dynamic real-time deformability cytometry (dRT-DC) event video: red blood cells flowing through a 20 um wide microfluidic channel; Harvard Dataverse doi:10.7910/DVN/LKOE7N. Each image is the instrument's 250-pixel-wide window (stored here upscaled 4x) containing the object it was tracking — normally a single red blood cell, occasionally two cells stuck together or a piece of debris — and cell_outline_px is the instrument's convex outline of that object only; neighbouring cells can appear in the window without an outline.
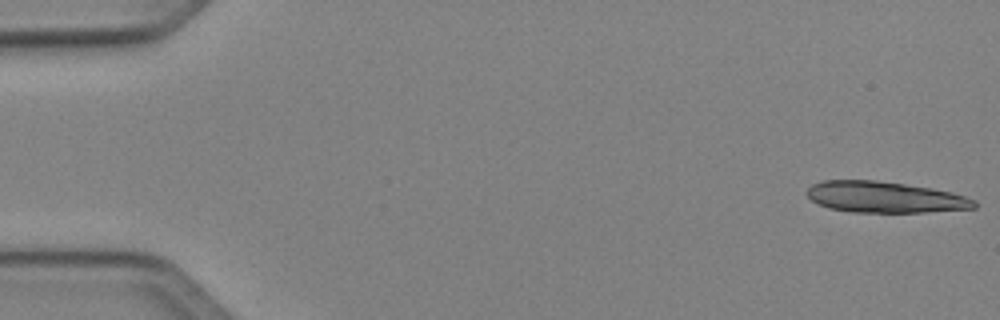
{"species": "Egyptian fruit bat (a non-hibernating species)", "species_latin": "Rousettus aegyptiacus", "temperature_condition": "cold", "stored_images_in_passage": 14, "camera_frame_rate_fps": 3000, "um_per_image_px": 0.085, "animal": {"sex": "female"}, "frame": {"image": 1, "passage_image": 1, "time_ms": 0.0, "image_size_px": [1000, 320], "cell_outline_px": [[976, 208], [924, 212], [852, 212], [828, 208], [812, 200], [804, 192], [812, 184], [820, 180], [876, 180], [932, 188], [952, 192], [976, 200]], "centroid_in_image_um": [75.19, 16.75], "position_along_channel_um": 9.8, "area_um2": 30.4}}